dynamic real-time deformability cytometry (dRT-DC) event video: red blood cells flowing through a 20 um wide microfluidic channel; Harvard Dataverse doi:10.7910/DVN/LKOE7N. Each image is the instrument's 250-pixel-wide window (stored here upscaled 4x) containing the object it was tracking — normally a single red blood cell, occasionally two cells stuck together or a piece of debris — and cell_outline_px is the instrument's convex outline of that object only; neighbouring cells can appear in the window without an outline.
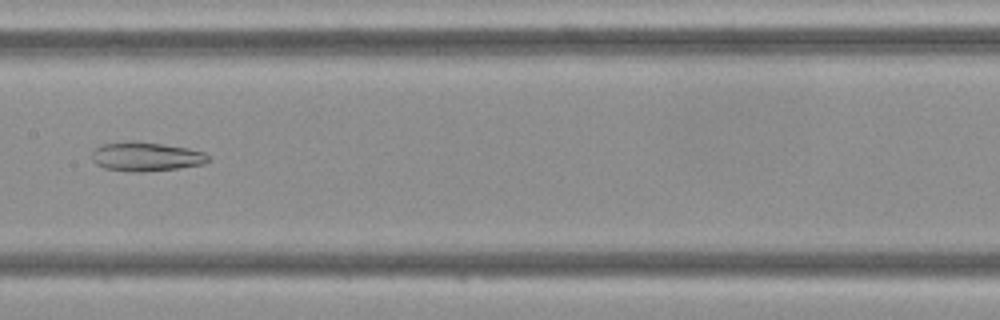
{"species": "Egyptian fruit bat (a non-hibernating species)", "species_latin": "Rousettus aegyptiacus", "temperature_condition": "cold", "stored_images_in_passage": 47, "camera_frame_rate_fps": 3000, "um_per_image_px": 0.085, "frame": {"image": 1, "passage_image": 24, "time_ms": 7.667, "image_size_px": [1000, 320], "cell_outline_px": [[212, 160], [204, 164], [180, 168], [140, 172], [132, 172], [104, 168], [96, 164], [92, 160], [92, 148], [100, 144], [128, 140], [136, 140], [188, 148], [204, 152], [212, 156]], "centroid_in_image_um": [12.41, 13.3], "position_along_channel_um": 195.0, "area_um2": 20.29}}
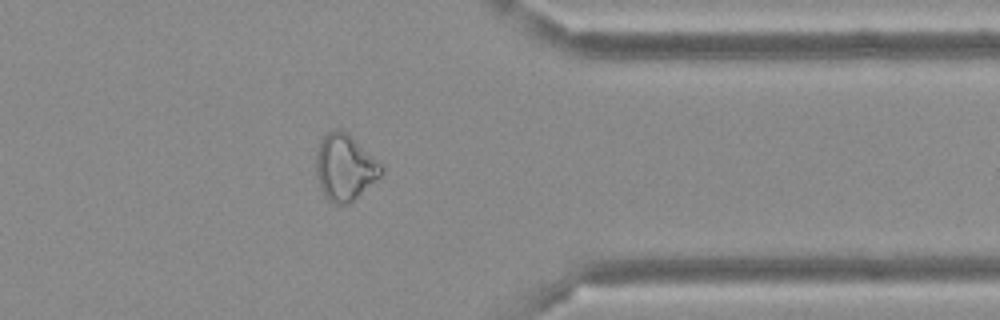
{"frame": {"image": 2, "passage_image": 38, "time_ms": 12.333, "image_size_px": [1000, 320], "cell_outline_px": [[384, 172], [380, 176], [348, 204], [336, 204], [328, 200], [324, 196], [320, 188], [316, 176], [316, 152], [320, 140], [328, 132], [336, 128], [340, 128], [348, 132], [384, 164]], "centroid_in_image_um": [29.32, 14.18], "position_along_channel_um": 382.1, "area_um2": 25.55}}
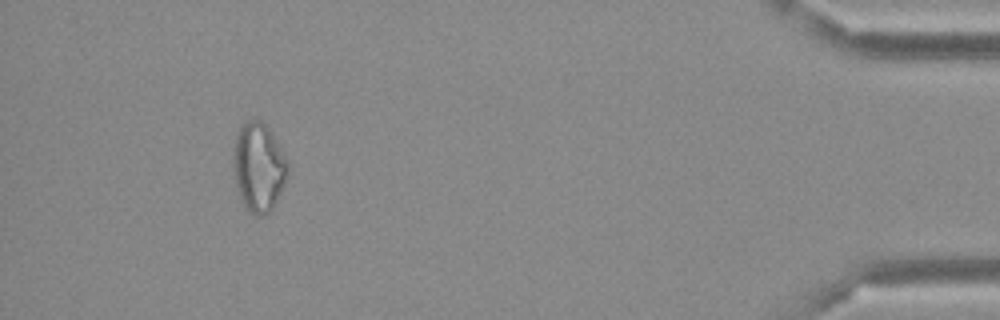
{"frame": {"image": 3, "passage_image": 44, "time_ms": 14.333, "image_size_px": [1000, 320], "cell_outline_px": [[288, 168], [284, 184], [272, 208], [264, 216], [256, 216], [248, 212], [244, 208], [240, 200], [232, 172], [232, 148], [240, 124], [244, 120], [260, 120], [272, 132], [288, 160]], "centroid_in_image_um": [21.93, 14.2], "position_along_channel_um": 413.3, "area_um2": 28.84}}